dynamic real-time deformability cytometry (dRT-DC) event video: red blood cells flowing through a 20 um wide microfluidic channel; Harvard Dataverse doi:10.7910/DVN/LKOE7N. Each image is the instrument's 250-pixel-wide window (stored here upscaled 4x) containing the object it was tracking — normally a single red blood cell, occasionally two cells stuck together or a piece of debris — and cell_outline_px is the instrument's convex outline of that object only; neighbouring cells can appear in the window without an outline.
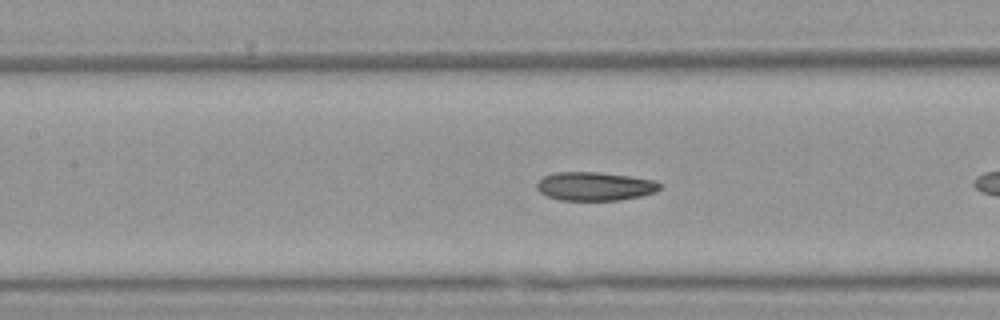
{"species": "Egyptian fruit bat (a non-hibernating species)", "species_latin": "Rousettus aegyptiacus", "temperature_condition": "warm", "stored_images_in_passage": 8, "camera_frame_rate_fps": 3000, "um_per_image_px": 0.085, "animal": {"sex": "female"}, "frame": {"image": 1, "passage_image": 7, "time_ms": 2.0, "image_size_px": [1000, 320], "cell_outline_px": [[660, 188], [656, 192], [640, 196], [620, 200], [560, 200], [548, 196], [540, 192], [536, 188], [536, 180], [544, 176], [556, 172], [600, 172], [628, 176], [652, 180], [660, 184]], "centroid_in_image_um": [50.51, 15.83], "position_along_channel_um": 156.9, "area_um2": 20.46}}